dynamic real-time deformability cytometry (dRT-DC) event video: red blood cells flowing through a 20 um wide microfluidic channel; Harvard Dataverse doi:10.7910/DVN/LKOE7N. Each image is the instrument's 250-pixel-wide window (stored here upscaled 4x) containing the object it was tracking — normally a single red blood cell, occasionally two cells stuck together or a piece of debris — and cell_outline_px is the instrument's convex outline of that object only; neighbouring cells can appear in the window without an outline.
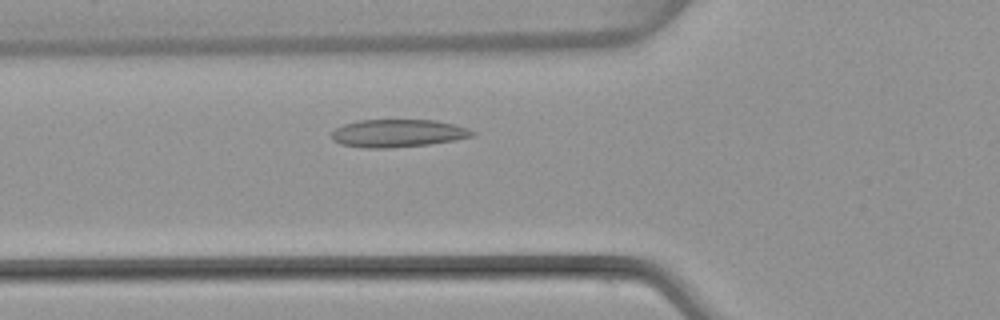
{"species": "common noctule bat (a hibernating species)", "species_latin": "Nyctalus noctula", "temperature_condition": "warm", "stored_images_in_passage": 44, "camera_frame_rate_fps": 3000, "um_per_image_px": 0.085, "animal": {"sex": "female", "body_mass_g": 22.7, "forearm_length_mm": 54.2}, "frame": {"image": 1, "passage_image": 12, "time_ms": 3.667, "image_size_px": [1000, 320], "cell_outline_px": [[476, 136], [456, 140], [428, 144], [388, 148], [364, 148], [340, 144], [332, 140], [332, 132], [336, 128], [344, 124], [360, 120], [436, 120], [468, 128], [476, 132]], "centroid_in_image_um": [33.84, 11.33], "position_along_channel_um": 92.0, "area_um2": 22.83}}
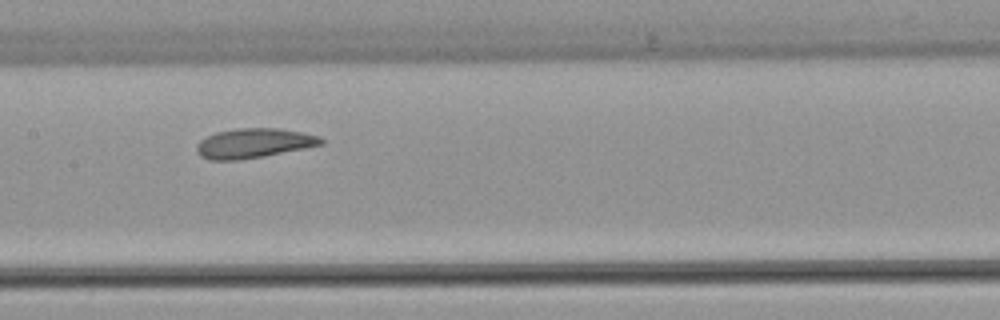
{"frame": {"image": 2, "passage_image": 19, "time_ms": 6.0, "image_size_px": [1000, 320], "cell_outline_px": [[324, 144], [264, 156], [240, 160], [208, 160], [200, 156], [196, 152], [196, 144], [200, 140], [216, 132], [236, 128], [280, 128], [300, 132], [316, 136], [324, 140]], "centroid_in_image_um": [21.51, 12.18], "position_along_channel_um": 185.9, "area_um2": 21.44}}
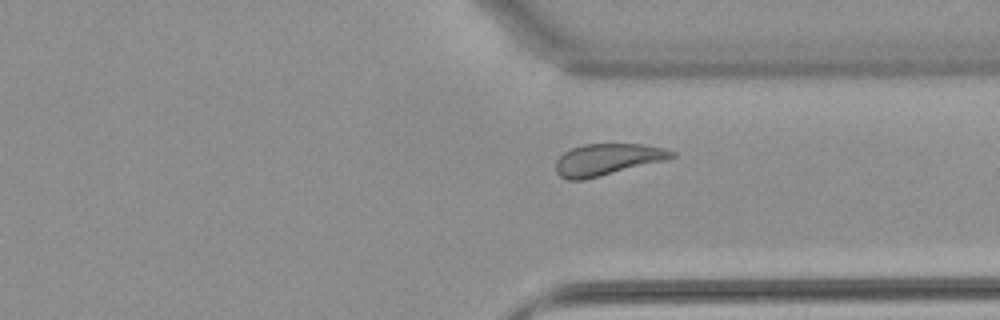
{"frame": {"image": 3, "passage_image": 32, "time_ms": 10.333, "image_size_px": [1000, 320], "cell_outline_px": [[676, 156], [664, 160], [584, 180], [568, 180], [560, 176], [556, 172], [556, 160], [564, 152], [572, 148], [584, 144], [644, 144], [664, 148], [676, 152]], "centroid_in_image_um": [51.61, 13.55], "position_along_channel_um": 359.8, "area_um2": 21.21}, "authors_computed_cell_mechanics": {"area_um2": 22.4842, "velocity_mm_per_s": 4.013, "shape_relaxation_time_tau1_ms": 6.3225, "shape_relaxation_time_tau2_ms": 4.0476, "deformation_change_tau1": 0.1254, "deformation_change_tau2": 0.1048}}